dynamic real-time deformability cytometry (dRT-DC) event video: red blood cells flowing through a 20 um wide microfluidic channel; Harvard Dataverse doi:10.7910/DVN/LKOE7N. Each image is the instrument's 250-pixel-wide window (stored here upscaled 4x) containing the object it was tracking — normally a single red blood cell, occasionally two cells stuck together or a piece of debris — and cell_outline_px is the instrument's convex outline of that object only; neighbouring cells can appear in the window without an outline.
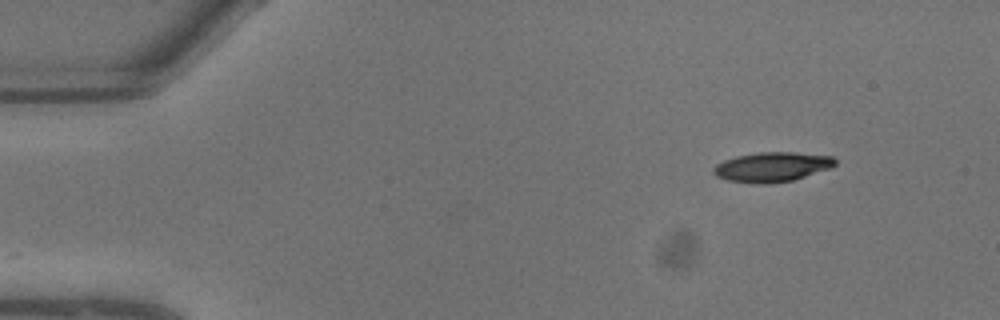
{"species": "common noctule bat (a hibernating species)", "species_latin": "Nyctalus noctula", "temperature_condition": "warm", "stored_images_in_passage": 5, "camera_frame_rate_fps": 3000, "um_per_image_px": 0.085, "animal": {"sex": "male", "body_mass_g": 13.3}, "frame": {"image": 1, "passage_image": 1, "time_ms": 0.0, "image_size_px": [1000, 320], "cell_outline_px": [[836, 164], [832, 168], [792, 180], [768, 184], [756, 184], [728, 180], [716, 176], [712, 172], [712, 168], [716, 164], [724, 160], [736, 156], [760, 152], [796, 152], [832, 156], [836, 160]], "centroid_in_image_um": [65.62, 14.19], "position_along_channel_um": 19.4, "area_um2": 21.15}}
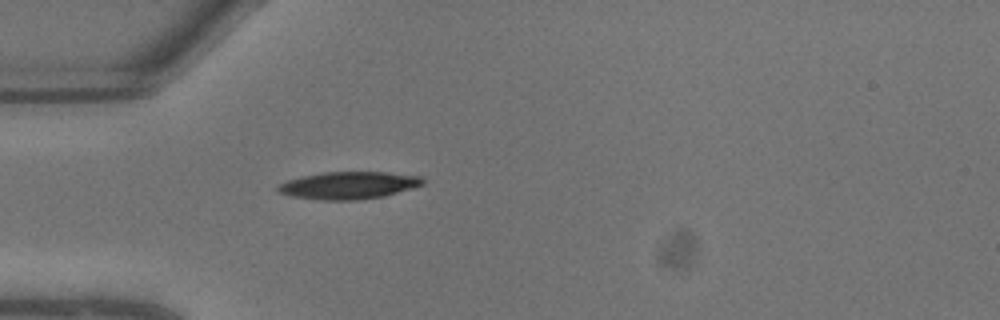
{"frame": {"image": 2, "passage_image": 5, "time_ms": 1.333, "image_size_px": [1000, 320], "cell_outline_px": [[424, 184], [412, 188], [384, 196], [356, 200], [320, 200], [292, 196], [280, 192], [276, 188], [280, 184], [288, 180], [300, 176], [324, 172], [388, 172], [420, 176], [424, 180]], "centroid_in_image_um": [29.64, 15.75], "position_along_channel_um": 55.4, "area_um2": 23.0}}